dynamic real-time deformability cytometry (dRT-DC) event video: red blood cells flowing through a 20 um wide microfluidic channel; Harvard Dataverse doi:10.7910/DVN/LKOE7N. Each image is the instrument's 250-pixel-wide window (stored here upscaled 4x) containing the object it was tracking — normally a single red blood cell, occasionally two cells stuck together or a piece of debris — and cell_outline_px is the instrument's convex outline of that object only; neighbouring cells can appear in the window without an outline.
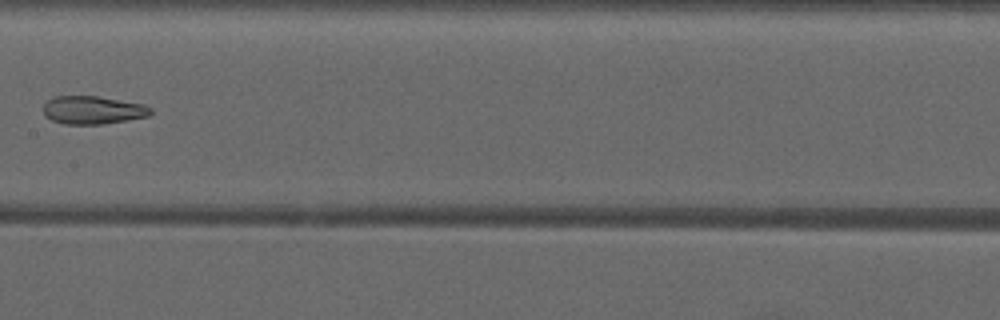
{"species": "common noctule bat (a hibernating species)", "species_latin": "Nyctalus noctula", "temperature_condition": "warm", "stored_images_in_passage": 11, "camera_frame_rate_fps": 3000, "um_per_image_px": 0.085, "animal": {"sex": "male", "forearm_length_mm": 52.5}, "frame": {"image": 1, "passage_image": 10, "time_ms": 21.667, "image_size_px": [1000, 320], "cell_outline_px": [[152, 112], [148, 116], [100, 124], [64, 124], [52, 120], [44, 116], [44, 104], [52, 96], [96, 96], [144, 104], [152, 108]], "centroid_in_image_um": [7.86, 9.35], "position_along_channel_um": 199.5, "area_um2": 17.46}}
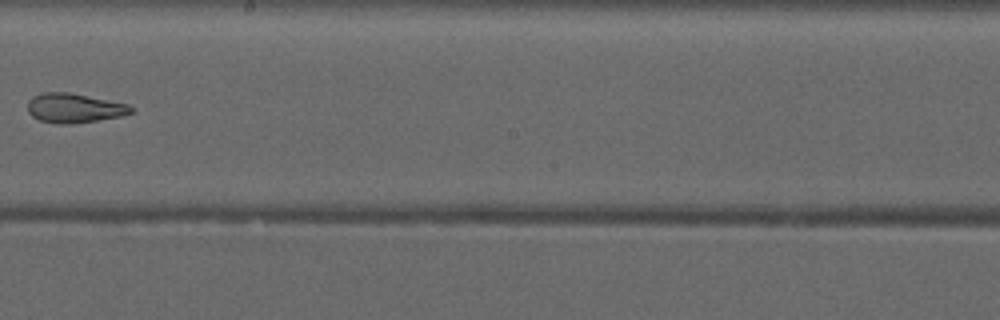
{"frame": {"image": 2, "passage_image": 11, "time_ms": 22.667, "image_size_px": [1000, 320], "cell_outline_px": [[132, 112], [120, 116], [96, 120], [68, 124], [56, 124], [40, 120], [32, 116], [28, 112], [28, 100], [32, 96], [40, 92], [68, 92], [128, 104], [132, 108]], "centroid_in_image_um": [6.25, 9.17], "position_along_channel_um": 242.0, "area_um2": 17.57}}